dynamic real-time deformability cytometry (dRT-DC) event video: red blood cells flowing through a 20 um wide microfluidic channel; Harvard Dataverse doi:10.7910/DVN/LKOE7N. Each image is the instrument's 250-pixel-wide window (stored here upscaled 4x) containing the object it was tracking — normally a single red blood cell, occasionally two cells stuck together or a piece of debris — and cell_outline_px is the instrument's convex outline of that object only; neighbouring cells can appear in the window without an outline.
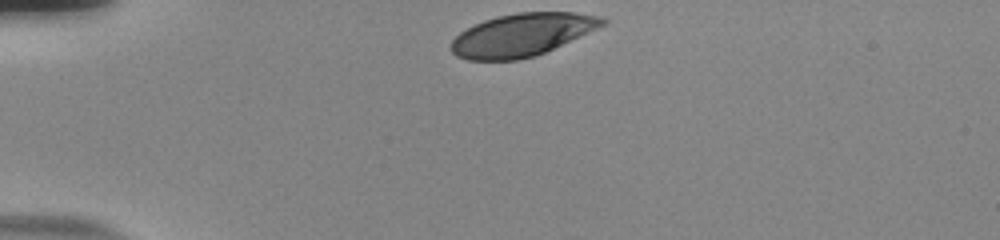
{"species": "human", "species_latin": "Homo sapiens", "temperature_condition": "room temperature", "stored_images_in_passage": 34, "camera_frame_rate_fps": 3000, "um_per_image_px": 0.085, "donor": {"sex": "male"}, "frame": {"image": 1, "passage_image": 1, "time_ms": 0.0, "image_size_px": [1000, 240], "cell_outline_px": [[608, 24], [536, 56], [516, 60], [468, 60], [456, 56], [448, 48], [452, 40], [460, 32], [484, 20], [496, 16], [516, 12], [572, 12], [604, 16], [608, 20]], "centroid_in_image_um": [44.4, 2.95], "position_along_channel_um": 40.6, "area_um2": 37.97}}
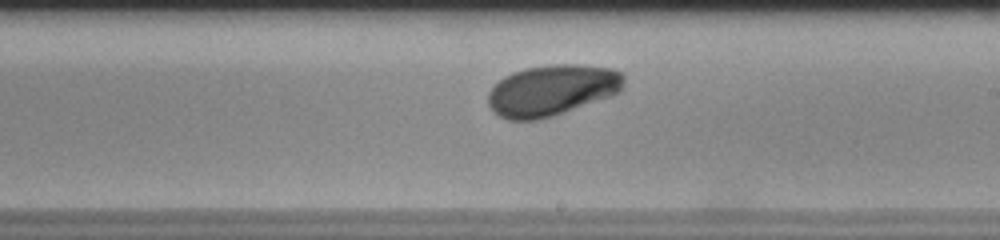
{"frame": {"image": 2, "passage_image": 21, "time_ms": 6.667, "image_size_px": [1000, 240], "cell_outline_px": [[624, 88], [620, 92], [612, 96], [540, 120], [508, 120], [500, 116], [488, 104], [488, 92], [504, 76], [512, 72], [528, 68], [552, 64], [576, 64], [612, 68], [620, 72], [624, 76]], "centroid_in_image_um": [46.95, 7.67], "position_along_channel_um": 242.1, "area_um2": 40.34}}
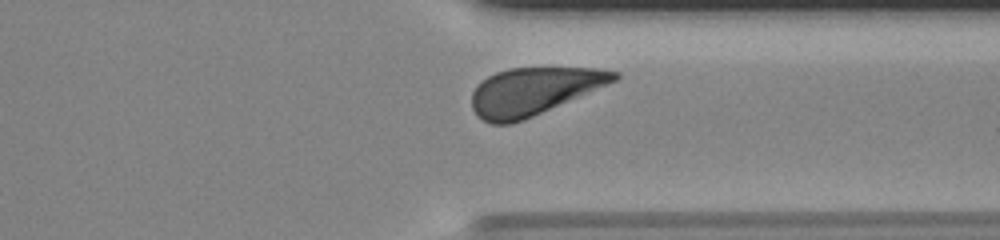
{"frame": {"image": 3, "passage_image": 31, "time_ms": 10.0, "image_size_px": [1000, 240], "cell_outline_px": [[620, 76], [616, 80], [524, 120], [508, 124], [492, 124], [476, 116], [472, 108], [472, 92], [488, 76], [496, 72], [508, 68], [600, 68], [620, 72]], "centroid_in_image_um": [45.34, 7.75], "position_along_channel_um": 366.1, "area_um2": 38.9}, "authors_computed_cell_mechanics": {"area_um2": 40.1999, "velocity_mm_per_s": 3.7104, "shape_relaxation_time_tau1_ms": 2.9443, "shape_relaxation_time_tau2_ms": null, "deformation_change_tau1": 0.1619, "deformation_change_tau2": null}}